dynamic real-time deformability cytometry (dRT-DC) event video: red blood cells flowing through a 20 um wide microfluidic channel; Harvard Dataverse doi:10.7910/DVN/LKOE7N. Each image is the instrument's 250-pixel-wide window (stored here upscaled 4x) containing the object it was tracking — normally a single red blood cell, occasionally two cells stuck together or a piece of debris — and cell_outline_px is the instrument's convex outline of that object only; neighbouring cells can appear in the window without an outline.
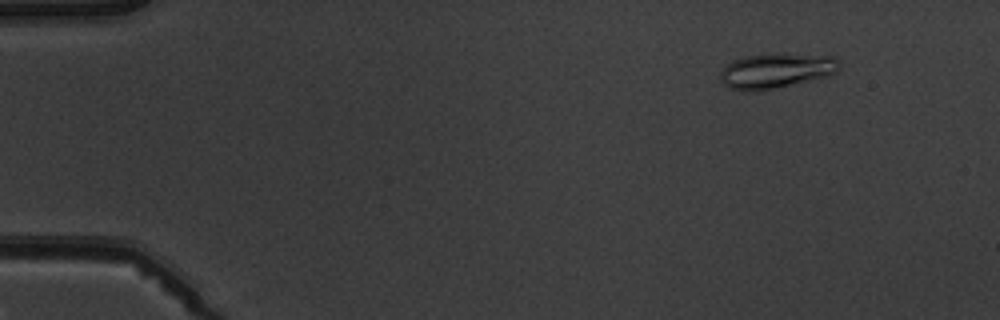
{"species": "common noctule bat (a hibernating species)", "species_latin": "Nyctalus noctula", "temperature_condition": "warm", "stored_images_in_passage": 6, "camera_frame_rate_fps": 3000, "um_per_image_px": 0.085, "animal": {"sex": "male", "body_mass_g": 19.5, "forearm_length_mm": 54.6}, "frame": {"image": 1, "passage_image": 2, "time_ms": 1.0, "image_size_px": [1000, 320], "cell_outline_px": [[840, 68], [832, 76], [756, 92], [744, 92], [728, 88], [720, 80], [720, 72], [732, 60], [744, 56], [768, 52], [780, 52], [836, 56], [840, 64]], "centroid_in_image_um": [66.0, 5.99], "position_along_channel_um": 19.0, "area_um2": 25.32}}
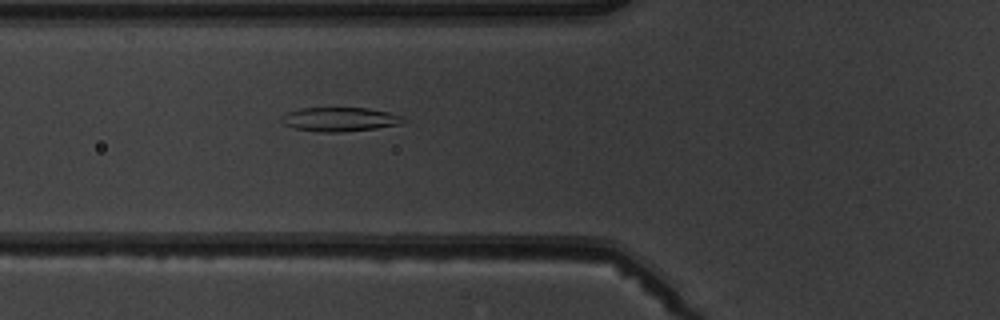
{"frame": {"image": 2, "passage_image": 6, "time_ms": 5.667, "image_size_px": [1000, 320], "cell_outline_px": [[404, 120], [400, 124], [376, 128], [340, 132], [320, 132], [292, 128], [284, 124], [280, 120], [280, 116], [288, 112], [300, 108], [368, 108], [388, 112], [404, 116]], "centroid_in_image_um": [28.84, 10.14], "position_along_channel_um": 97.0, "area_um2": 17.11}}